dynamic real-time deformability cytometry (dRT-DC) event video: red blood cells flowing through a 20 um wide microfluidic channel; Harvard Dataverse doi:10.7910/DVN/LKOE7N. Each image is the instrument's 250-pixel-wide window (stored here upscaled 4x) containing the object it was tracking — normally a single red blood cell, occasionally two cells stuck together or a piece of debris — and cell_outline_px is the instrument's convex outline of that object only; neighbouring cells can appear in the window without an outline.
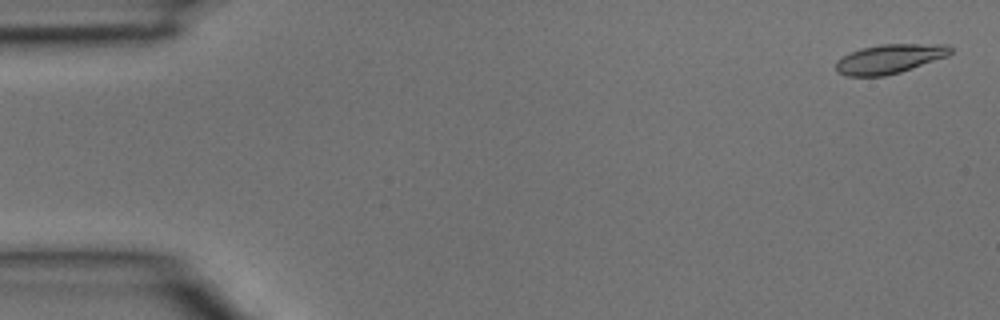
{"species": "common noctule bat (a hibernating species)", "species_latin": "Nyctalus noctula", "temperature_condition": "room temperature", "stored_images_in_passage": 3, "segment_of_instrument_passage": [2, 2], "camera_frame_rate_fps": 3000, "um_per_image_px": 0.085, "animal": {"sex": "male", "body_mass_g": 15.6}, "frame": {"image": 1, "passage_image": 3, "time_ms": 0.667, "image_size_px": [1000, 320], "cell_outline_px": [[952, 52], [948, 56], [900, 72], [884, 76], [848, 76], [836, 72], [836, 60], [860, 48], [880, 44], [948, 44], [952, 48]], "centroid_in_image_um": [75.62, 5.0], "position_along_channel_um": 9.4, "area_um2": 19.54}}